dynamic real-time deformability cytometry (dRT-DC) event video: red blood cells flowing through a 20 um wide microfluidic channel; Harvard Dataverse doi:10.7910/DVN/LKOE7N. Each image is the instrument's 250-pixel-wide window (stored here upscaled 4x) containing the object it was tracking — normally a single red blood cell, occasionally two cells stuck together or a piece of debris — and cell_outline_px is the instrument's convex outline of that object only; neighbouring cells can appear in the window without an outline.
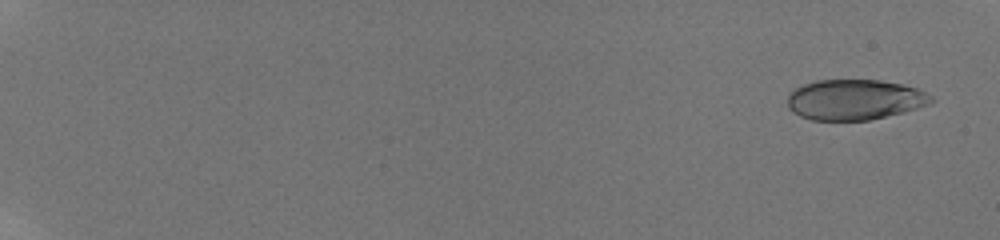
{"species": "human", "species_latin": "Homo sapiens", "temperature_condition": "room temperature", "stored_images_in_passage": 36, "camera_frame_rate_fps": 3000, "um_per_image_px": 0.085, "donor": {"sex": "male"}, "frame": {"image": 1, "passage_image": 6, "time_ms": 0.667, "image_size_px": [1000, 240], "cell_outline_px": [[936, 100], [928, 104], [904, 112], [868, 120], [812, 120], [800, 116], [792, 112], [788, 108], [788, 96], [796, 88], [804, 84], [816, 80], [880, 80], [900, 84], [916, 88], [932, 96]], "centroid_in_image_um": [72.63, 8.47], "position_along_channel_um": 12.4, "area_um2": 33.7}}
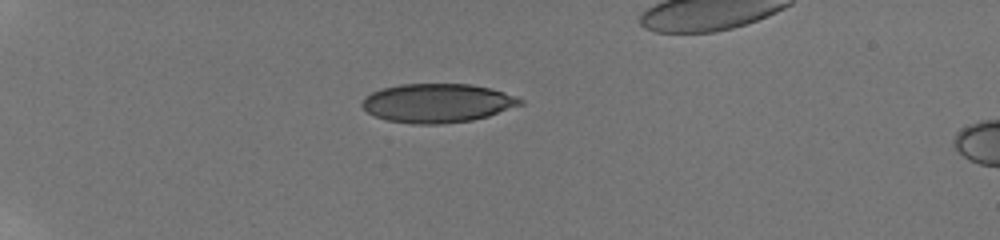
{"frame": {"image": 2, "passage_image": 30, "time_ms": 6.0, "image_size_px": [1000, 240], "cell_outline_px": [[524, 104], [488, 116], [472, 120], [440, 124], [412, 124], [388, 120], [376, 116], [368, 112], [360, 104], [364, 96], [380, 88], [400, 84], [472, 84], [504, 92], [524, 100]], "centroid_in_image_um": [37.16, 8.76], "position_along_channel_um": 47.8, "area_um2": 35.89}}